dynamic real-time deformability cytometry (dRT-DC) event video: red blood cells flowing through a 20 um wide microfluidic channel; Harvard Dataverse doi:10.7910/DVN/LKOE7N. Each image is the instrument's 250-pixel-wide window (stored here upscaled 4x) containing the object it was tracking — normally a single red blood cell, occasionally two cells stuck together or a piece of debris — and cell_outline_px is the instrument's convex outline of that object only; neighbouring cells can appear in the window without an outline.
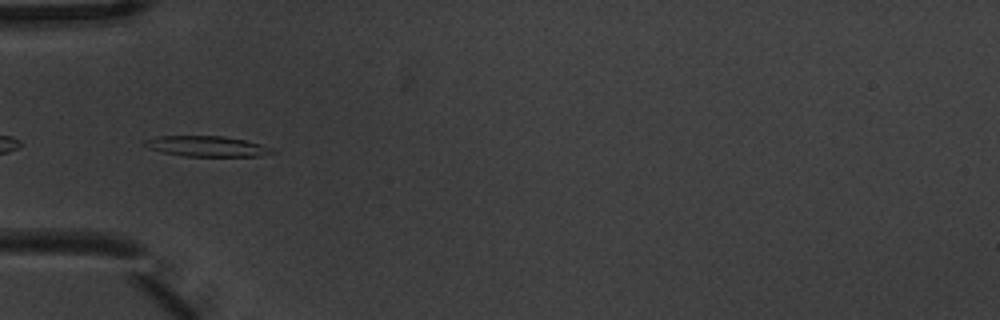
{"species": "common noctule bat (a hibernating species)", "species_latin": "Nyctalus noctula", "temperature_condition": "warm", "stored_images_in_passage": 7, "segment_of_instrument_passage": [2, 2], "camera_frame_rate_fps": 3000, "um_per_image_px": 0.085, "animal": {"sex": "male", "body_mass_g": 20.1, "forearm_length_mm": 53.5}, "frame": {"image": 1, "passage_image": 6, "time_ms": 1.667, "image_size_px": [1000, 320], "cell_outline_px": [[276, 152], [260, 156], [184, 156], [164, 152], [148, 148], [140, 144], [144, 140], [156, 136], [224, 136], [244, 140], [260, 144], [272, 148]], "centroid_in_image_um": [17.54, 12.43], "position_along_channel_um": 67.5, "area_um2": 15.26}}
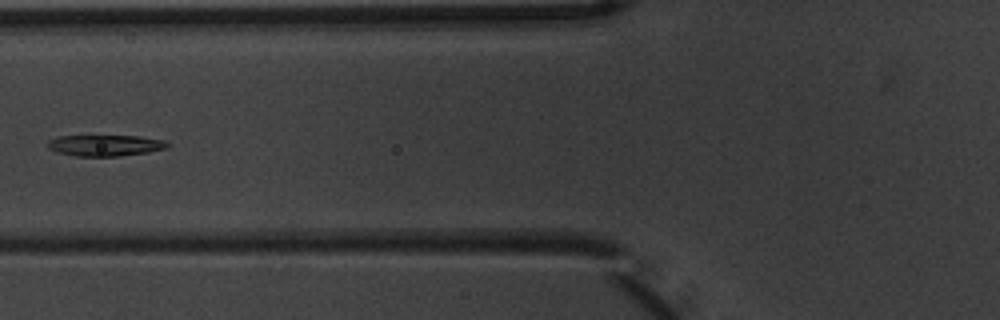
{"frame": {"image": 2, "passage_image": 7, "time_ms": 2.0, "image_size_px": [1000, 320], "cell_outline_px": [[172, 144], [168, 148], [148, 152], [120, 156], [76, 156], [56, 152], [48, 148], [48, 140], [56, 136], [140, 136], [164, 140]], "centroid_in_image_um": [8.97, 12.36], "position_along_channel_um": 116.8, "area_um2": 14.91}}